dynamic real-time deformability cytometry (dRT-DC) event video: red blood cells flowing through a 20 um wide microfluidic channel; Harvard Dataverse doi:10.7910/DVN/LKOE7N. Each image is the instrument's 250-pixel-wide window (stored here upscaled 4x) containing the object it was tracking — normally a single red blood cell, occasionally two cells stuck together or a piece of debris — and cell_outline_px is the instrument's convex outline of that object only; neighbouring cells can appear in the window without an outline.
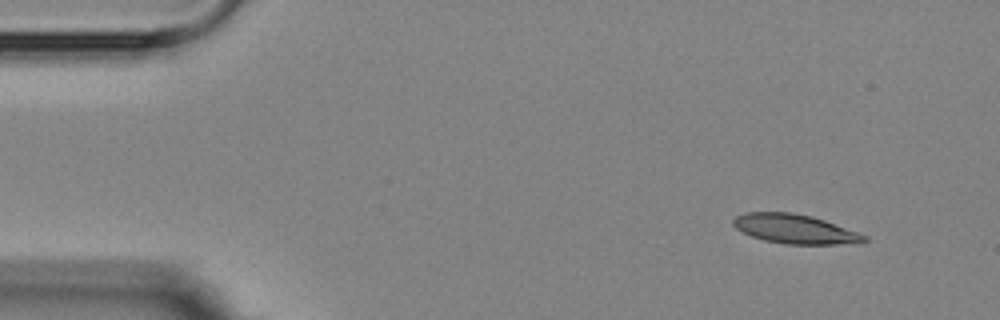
{"species": "Egyptian fruit bat (a non-hibernating species)", "species_latin": "Rousettus aegyptiacus", "temperature_condition": "room temperature", "stored_images_in_passage": 5, "segment_of_instrument_passage": [1, 2], "camera_frame_rate_fps": 3000, "um_per_image_px": 0.085, "animal": {"sex": "female"}, "frame": {"image": 1, "passage_image": 1, "time_ms": 0.0, "image_size_px": [1000, 320], "cell_outline_px": [[868, 240], [860, 244], [784, 244], [764, 240], [752, 236], [736, 228], [732, 224], [732, 220], [736, 216], [748, 212], [792, 212], [812, 216], [860, 232], [868, 236]], "centroid_in_image_um": [67.64, 19.47], "position_along_channel_um": 17.4, "area_um2": 22.54}}